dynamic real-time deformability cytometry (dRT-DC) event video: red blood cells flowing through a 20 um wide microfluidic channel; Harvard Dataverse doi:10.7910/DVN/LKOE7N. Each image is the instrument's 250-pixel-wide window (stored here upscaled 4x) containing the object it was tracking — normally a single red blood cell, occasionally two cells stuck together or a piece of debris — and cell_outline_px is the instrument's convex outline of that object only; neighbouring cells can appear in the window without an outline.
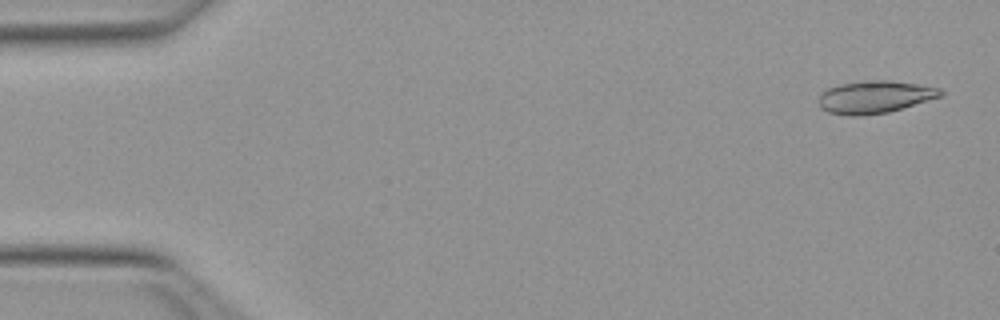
{"species": "Egyptian fruit bat (a non-hibernating species)", "species_latin": "Rousettus aegyptiacus", "temperature_condition": "warm", "stored_images_in_passage": 16, "camera_frame_rate_fps": 3000, "um_per_image_px": 0.085, "animal": {"sex": "female"}, "frame": {"image": 1, "passage_image": 2, "time_ms": 0.333, "image_size_px": [1000, 320], "cell_outline_px": [[944, 96], [888, 112], [856, 116], [848, 116], [828, 112], [820, 108], [820, 92], [828, 88], [840, 84], [864, 80], [888, 80], [916, 84], [940, 88], [944, 92]], "centroid_in_image_um": [74.36, 8.24], "position_along_channel_um": 10.6, "area_um2": 23.12}}
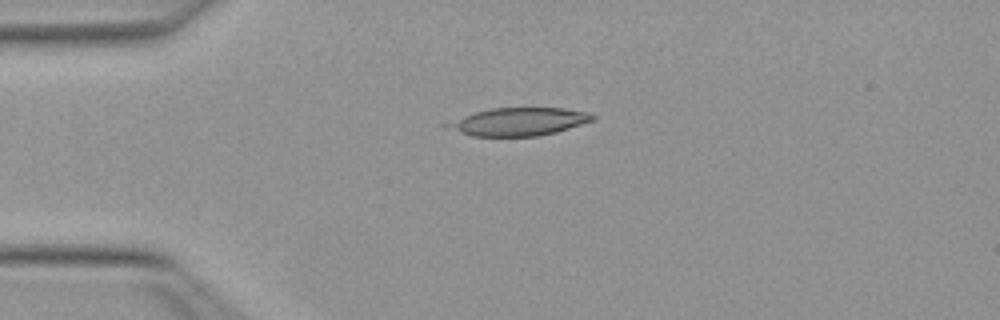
{"frame": {"image": 2, "passage_image": 12, "time_ms": 3.667, "image_size_px": [1000, 320], "cell_outline_px": [[596, 120], [556, 132], [536, 136], [472, 136], [444, 128], [440, 124], [476, 112], [492, 108], [564, 108], [588, 112], [596, 116]], "centroid_in_image_um": [44.08, 10.35], "position_along_channel_um": 40.9, "area_um2": 23.76}}